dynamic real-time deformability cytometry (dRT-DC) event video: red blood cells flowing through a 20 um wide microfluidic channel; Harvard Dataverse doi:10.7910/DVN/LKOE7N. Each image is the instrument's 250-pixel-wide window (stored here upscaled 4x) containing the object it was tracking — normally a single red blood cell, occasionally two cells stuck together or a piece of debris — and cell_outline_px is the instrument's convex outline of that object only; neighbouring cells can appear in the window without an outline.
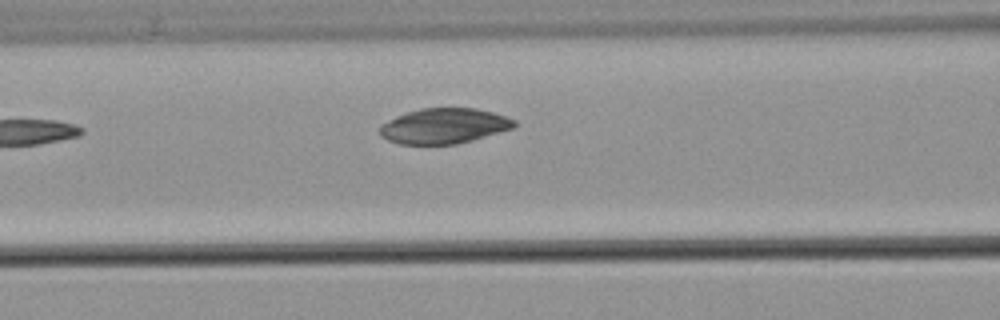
{"species": "common noctule bat (a hibernating species)", "species_latin": "Nyctalus noctula", "temperature_condition": "warm", "stored_images_in_passage": 3, "camera_frame_rate_fps": 3000, "um_per_image_px": 0.085, "animal": {"sex": "male", "body_mass_g": 21.5, "forearm_length_mm": 52.0}, "frame": {"image": 1, "passage_image": 3, "time_ms": 2.667, "image_size_px": [1000, 320], "cell_outline_px": [[516, 128], [472, 140], [456, 144], [400, 144], [388, 140], [380, 136], [380, 124], [396, 116], [420, 108], [476, 108], [492, 112], [516, 120]], "centroid_in_image_um": [37.75, 10.71], "position_along_channel_um": 128.8, "area_um2": 27.74}}